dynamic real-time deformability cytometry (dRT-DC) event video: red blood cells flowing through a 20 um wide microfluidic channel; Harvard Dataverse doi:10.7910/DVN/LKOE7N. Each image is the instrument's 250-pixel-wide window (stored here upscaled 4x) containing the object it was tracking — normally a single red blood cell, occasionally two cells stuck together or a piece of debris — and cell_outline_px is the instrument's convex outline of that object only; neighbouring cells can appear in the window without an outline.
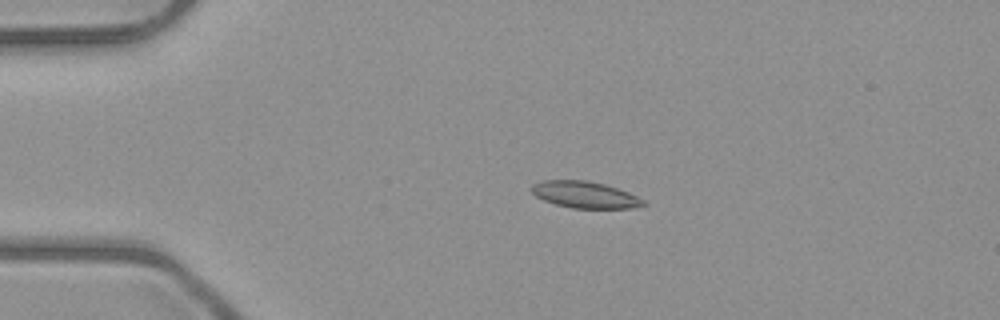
{"species": "common noctule bat (a hibernating species)", "species_latin": "Nyctalus noctula", "temperature_condition": "room temperature", "stored_images_in_passage": 2, "camera_frame_rate_fps": 3000, "um_per_image_px": 0.085, "animal": {"sex": "male", "body_mass_g": 23.1, "forearm_length_mm": 52.7}, "frame": {"image": 1, "passage_image": 1, "time_ms": 0.0, "image_size_px": [1000, 320], "cell_outline_px": [[648, 204], [632, 208], [572, 208], [556, 204], [544, 200], [536, 196], [532, 192], [532, 184], [544, 180], [588, 180], [604, 184], [628, 192], [644, 200]], "centroid_in_image_um": [49.73, 16.55], "position_along_channel_um": 35.3, "area_um2": 17.22}}